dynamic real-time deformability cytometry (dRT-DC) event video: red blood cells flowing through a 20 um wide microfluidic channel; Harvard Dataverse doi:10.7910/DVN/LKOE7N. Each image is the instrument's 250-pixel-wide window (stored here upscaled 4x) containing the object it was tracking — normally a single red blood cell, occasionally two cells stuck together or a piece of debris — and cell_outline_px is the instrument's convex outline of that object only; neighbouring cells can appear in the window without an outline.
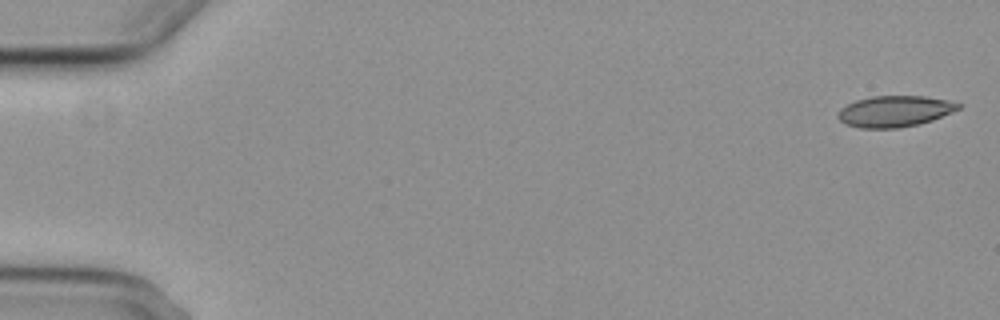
{"species": "common noctule bat (a hibernating species)", "species_latin": "Nyctalus noctula", "temperature_condition": "cold", "stored_images_in_passage": 4, "camera_frame_rate_fps": 3000, "um_per_image_px": 0.085, "animal": {"sex": "female", "body_mass_g": 29.2, "forearm_length_mm": 56.3}, "frame": {"image": 1, "passage_image": 1, "time_ms": 0.0, "image_size_px": [1000, 320], "cell_outline_px": [[960, 108], [952, 112], [932, 120], [920, 124], [900, 128], [860, 128], [844, 124], [836, 116], [836, 112], [840, 108], [856, 100], [872, 96], [924, 96], [948, 100], [960, 104]], "centroid_in_image_um": [76.01, 9.46], "position_along_channel_um": 9.0, "area_um2": 21.96}}